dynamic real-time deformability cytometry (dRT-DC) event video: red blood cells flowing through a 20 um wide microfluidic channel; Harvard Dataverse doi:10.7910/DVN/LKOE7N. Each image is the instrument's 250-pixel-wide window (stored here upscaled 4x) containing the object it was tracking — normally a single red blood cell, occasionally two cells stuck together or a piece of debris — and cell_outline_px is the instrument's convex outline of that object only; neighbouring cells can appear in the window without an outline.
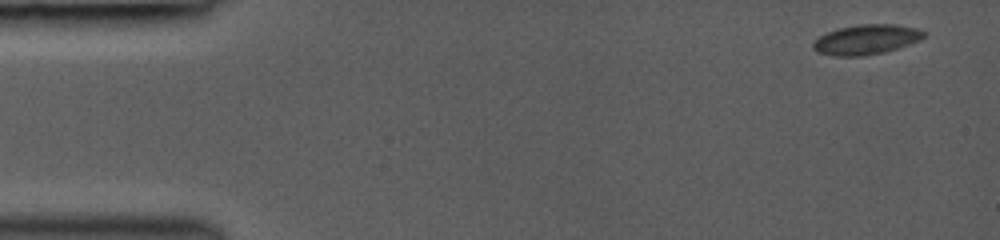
{"species": "common noctule bat (a hibernating species)", "species_latin": "Nyctalus noctula", "temperature_condition": "room temperature", "stored_images_in_passage": 14, "camera_frame_rate_fps": 3000, "um_per_image_px": 0.085, "animal": {"sex": "female", "body_mass_g": 19.0, "forearm_length_mm": 53.3}, "frame": {"image": 1, "passage_image": 1, "time_ms": 0.0, "image_size_px": [1000, 240], "cell_outline_px": [[928, 32], [920, 40], [884, 52], [860, 56], [836, 56], [816, 52], [812, 48], [812, 44], [820, 36], [828, 32], [840, 28], [860, 24], [896, 24], [920, 28]], "centroid_in_image_um": [73.66, 3.35], "position_along_channel_um": 11.3, "area_um2": 19.25}}
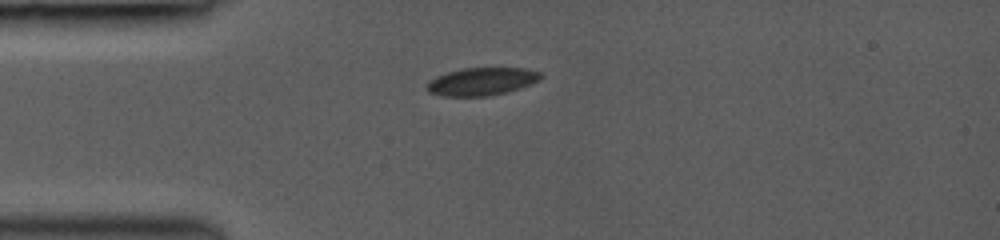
{"frame": {"image": 2, "passage_image": 10, "time_ms": 3.333, "image_size_px": [1000, 240], "cell_outline_px": [[544, 76], [540, 80], [520, 88], [508, 92], [488, 96], [440, 96], [428, 92], [424, 88], [436, 76], [460, 68], [524, 68], [540, 72]], "centroid_in_image_um": [40.95, 6.93], "position_along_channel_um": 44.0, "area_um2": 18.55}}